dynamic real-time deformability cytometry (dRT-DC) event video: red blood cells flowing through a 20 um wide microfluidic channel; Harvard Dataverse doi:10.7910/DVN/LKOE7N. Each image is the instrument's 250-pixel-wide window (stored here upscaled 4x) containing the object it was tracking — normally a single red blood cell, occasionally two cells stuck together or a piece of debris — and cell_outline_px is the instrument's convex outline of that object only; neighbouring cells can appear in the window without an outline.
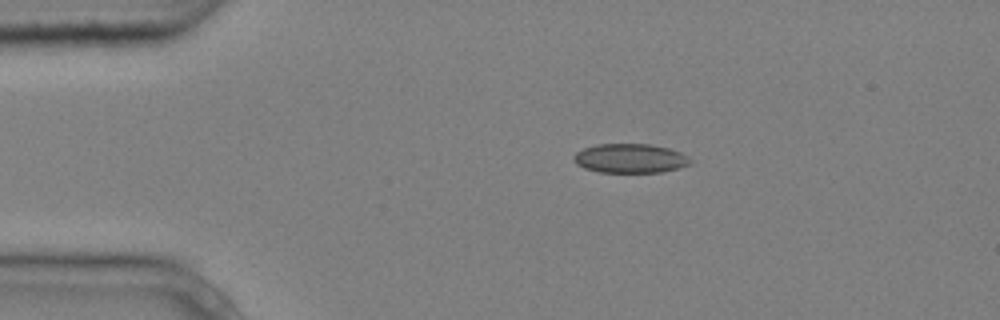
{"species": "common noctule bat (a hibernating species)", "species_latin": "Nyctalus noctula", "temperature_condition": "cold", "stored_images_in_passage": 4, "camera_frame_rate_fps": 3000, "um_per_image_px": 0.085, "animal": {"sex": "male", "body_mass_g": 20.4}, "frame": {"image": 1, "passage_image": 4, "time_ms": 1.0, "image_size_px": [1000, 320], "cell_outline_px": [[692, 164], [680, 168], [660, 172], [600, 172], [584, 168], [576, 164], [572, 156], [576, 152], [584, 148], [596, 144], [652, 144], [668, 148], [680, 152], [688, 156], [692, 160]], "centroid_in_image_um": [53.58, 13.46], "position_along_channel_um": 31.4, "area_um2": 20.0}}